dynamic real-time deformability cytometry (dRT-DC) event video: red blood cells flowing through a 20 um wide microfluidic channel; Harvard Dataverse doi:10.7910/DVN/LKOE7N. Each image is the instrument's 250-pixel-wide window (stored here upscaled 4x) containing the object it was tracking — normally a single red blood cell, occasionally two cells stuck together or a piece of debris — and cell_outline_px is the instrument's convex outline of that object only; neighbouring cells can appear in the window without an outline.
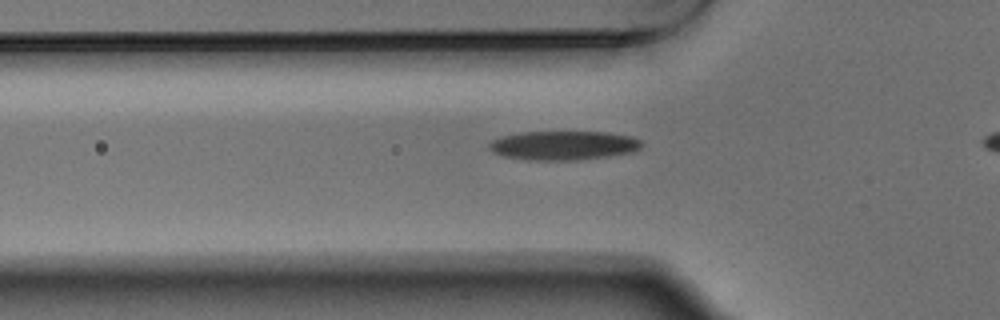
{"species": "Egyptian fruit bat (a non-hibernating species)", "species_latin": "Rousettus aegyptiacus", "temperature_condition": "warm", "stored_images_in_passage": 40, "camera_frame_rate_fps": 3000, "um_per_image_px": 0.085, "animal": {"sex": "male"}, "frame": {"image": 1, "passage_image": 11, "time_ms": 3.333, "image_size_px": [1000, 320], "cell_outline_px": [[644, 144], [640, 148], [632, 152], [608, 156], [580, 160], [528, 160], [504, 156], [492, 152], [488, 148], [488, 144], [492, 140], [504, 136], [520, 132], [604, 132], [632, 136], [640, 140]], "centroid_in_image_um": [47.9, 12.36], "position_along_channel_um": 77.9, "area_um2": 25.89}}
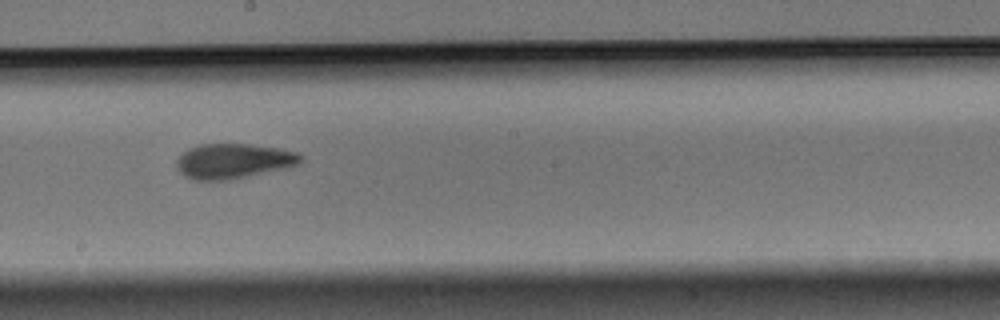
{"frame": {"image": 2, "passage_image": 23, "time_ms": 7.333, "image_size_px": [1000, 320], "cell_outline_px": [[304, 160], [300, 164], [288, 168], [228, 180], [192, 180], [184, 176], [176, 168], [176, 160], [180, 152], [188, 148], [200, 144], [248, 144], [280, 148], [296, 152], [304, 156]], "centroid_in_image_um": [19.84, 13.69], "position_along_channel_um": 228.4, "area_um2": 25.78}}
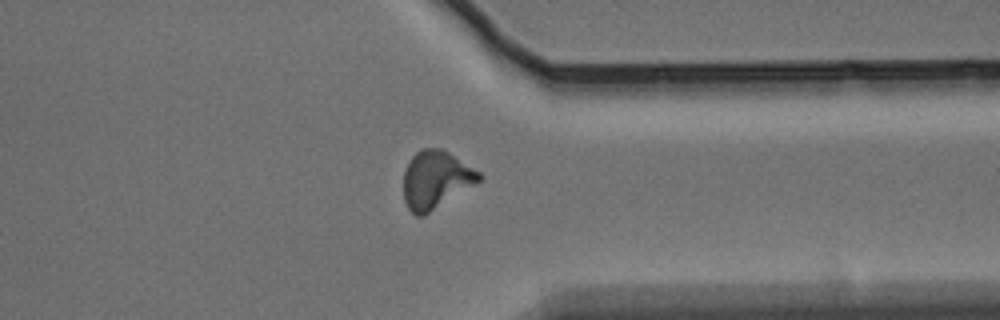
{"frame": {"image": 3, "passage_image": 35, "time_ms": 11.333, "image_size_px": [1000, 320], "cell_outline_px": [[484, 176], [480, 180], [424, 216], [416, 216], [408, 208], [404, 200], [404, 172], [408, 160], [420, 148], [440, 148], [448, 152], [480, 172]], "centroid_in_image_um": [37.01, 15.26], "position_along_channel_um": 374.4, "area_um2": 25.2}, "authors_computed_cell_mechanics": {"area_um2": 24.5939, "velocity_mm_per_s": 3.7389, "shape_relaxation_time_tau1_ms": 3.9209, "shape_relaxation_time_tau2_ms": 1.8512, "deformation_change_tau1": 0.1683, "deformation_change_tau2": 0.0872}}